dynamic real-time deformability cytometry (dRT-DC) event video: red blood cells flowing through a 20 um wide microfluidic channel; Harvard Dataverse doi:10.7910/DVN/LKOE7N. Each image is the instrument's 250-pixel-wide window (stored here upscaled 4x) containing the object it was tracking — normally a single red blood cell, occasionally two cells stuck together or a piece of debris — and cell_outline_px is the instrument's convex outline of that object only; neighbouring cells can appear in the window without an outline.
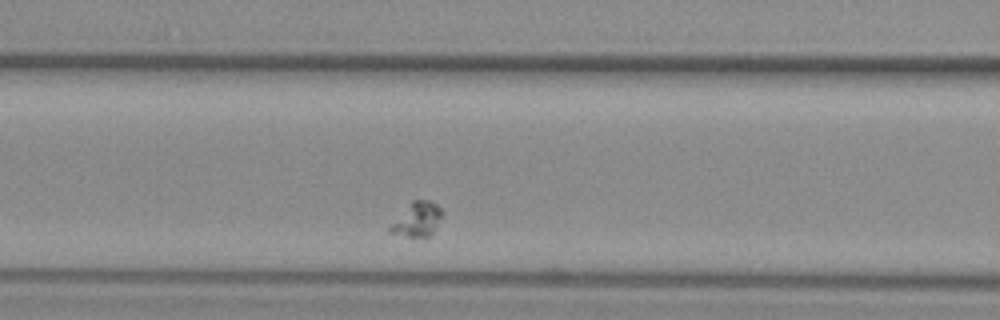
{"species": "common noctule bat (a hibernating species)", "species_latin": "Nyctalus noctula", "temperature_condition": "warm", "stored_images_in_passage": 32, "camera_frame_rate_fps": 3000, "um_per_image_px": 0.085, "animal": {"sex": "female", "body_mass_g": 29.2, "forearm_length_mm": 56.3}, "frame": {"image": 1, "passage_image": 7, "time_ms": 2.0, "image_size_px": [1000, 320], "cell_outline_px": [[444, 212], [432, 232], [428, 236], [408, 236], [388, 232], [388, 228], [412, 200], [428, 200], [436, 204]], "centroid_in_image_um": [35.46, 18.63], "position_along_channel_um": 131.1, "area_um2": 10.0}}
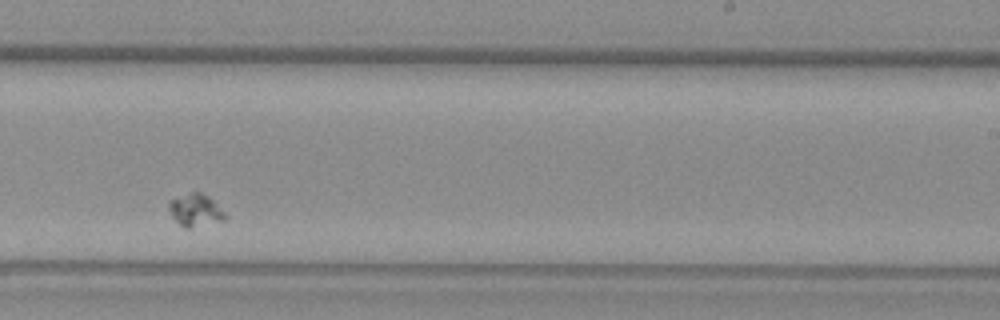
{"frame": {"image": 2, "passage_image": 19, "time_ms": 6.0, "image_size_px": [1000, 320], "cell_outline_px": [[228, 216], [224, 220], [188, 228], [184, 228], [172, 216], [168, 208], [168, 204], [172, 200], [192, 192], [200, 192], [208, 196]], "centroid_in_image_um": [16.62, 17.87], "position_along_channel_um": 272.4, "area_um2": 10.29}}
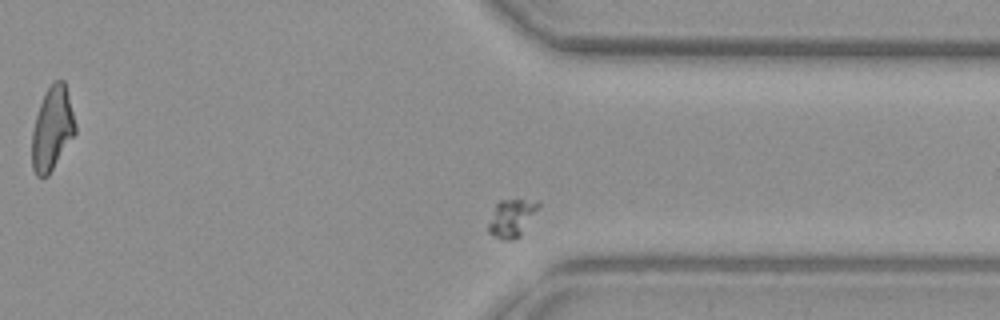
{"frame": {"image": 3, "passage_image": 27, "time_ms": 8.667, "image_size_px": [1000, 320], "cell_outline_px": [[540, 204], [520, 236], [512, 240], [504, 240], [492, 236], [488, 232], [488, 224], [496, 204], [500, 200], [536, 200]], "centroid_in_image_um": [43.46, 18.55], "position_along_channel_um": 367.9, "area_um2": 10.75}}